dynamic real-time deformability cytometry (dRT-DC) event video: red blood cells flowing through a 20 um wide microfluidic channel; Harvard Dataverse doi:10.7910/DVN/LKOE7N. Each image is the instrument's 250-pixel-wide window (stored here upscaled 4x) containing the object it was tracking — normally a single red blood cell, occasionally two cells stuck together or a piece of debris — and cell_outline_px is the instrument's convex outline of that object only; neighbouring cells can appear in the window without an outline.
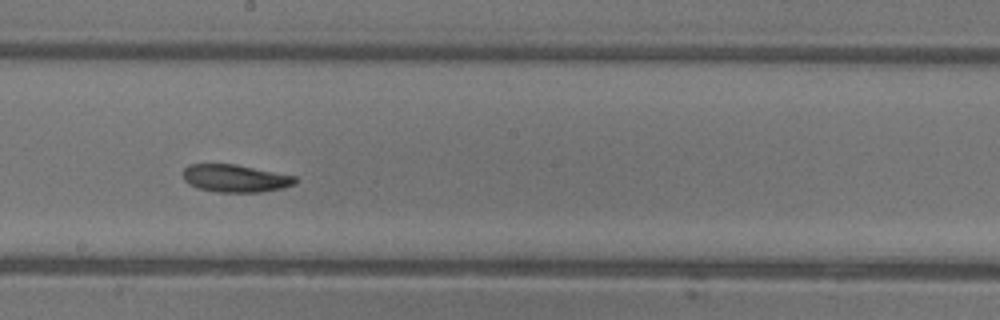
{"species": "common noctule bat (a hibernating species)", "species_latin": "Nyctalus noctula", "temperature_condition": "warm", "stored_images_in_passage": 7, "camera_frame_rate_fps": 3000, "um_per_image_px": 0.085, "animal": {"sex": "female"}, "frame": {"image": 1, "passage_image": 6, "time_ms": 7.333, "image_size_px": [1000, 320], "cell_outline_px": [[296, 180], [292, 184], [284, 188], [260, 192], [216, 192], [196, 188], [184, 180], [184, 168], [188, 164], [236, 164], [296, 176]], "centroid_in_image_um": [19.98, 15.16], "position_along_channel_um": 228.2, "area_um2": 18.03}}
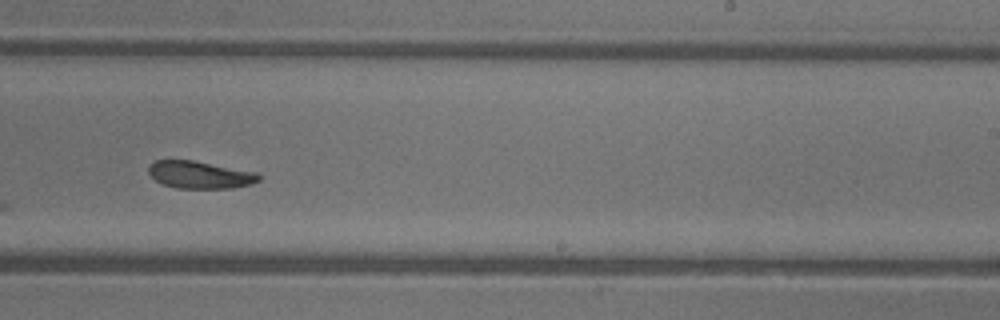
{"frame": {"image": 2, "passage_image": 7, "time_ms": 8.333, "image_size_px": [1000, 320], "cell_outline_px": [[260, 180], [252, 184], [232, 188], [176, 188], [164, 184], [156, 180], [148, 172], [148, 164], [156, 160], [192, 160], [256, 172], [260, 176]], "centroid_in_image_um": [16.99, 14.85], "position_along_channel_um": 272.0, "area_um2": 17.51}}